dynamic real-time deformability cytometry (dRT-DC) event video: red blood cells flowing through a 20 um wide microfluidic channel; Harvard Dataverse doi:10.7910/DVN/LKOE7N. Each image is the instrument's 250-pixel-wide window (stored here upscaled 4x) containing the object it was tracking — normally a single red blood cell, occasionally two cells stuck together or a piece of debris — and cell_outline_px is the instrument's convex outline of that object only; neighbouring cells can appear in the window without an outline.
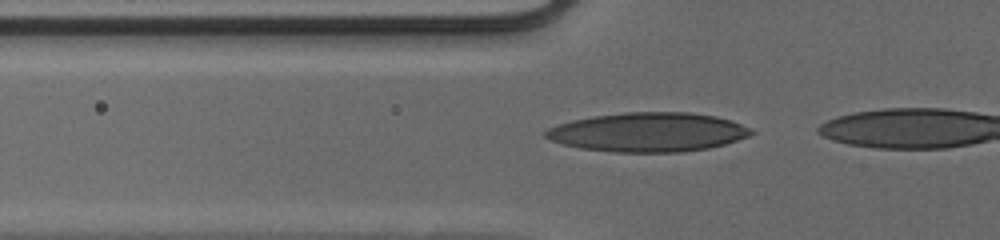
{"species": "human", "species_latin": "Homo sapiens", "temperature_condition": "cold", "stored_images_in_passage": 2, "camera_frame_rate_fps": 3000, "um_per_image_px": 0.085, "donor": {"sex": "male"}, "frame": {"image": 1, "passage_image": 2, "time_ms": 0.333, "image_size_px": [1000, 240], "cell_outline_px": [[756, 132], [748, 136], [724, 144], [708, 148], [684, 152], [616, 152], [580, 148], [564, 144], [552, 140], [544, 136], [544, 132], [548, 128], [556, 124], [572, 120], [592, 116], [624, 112], [692, 112], [716, 116], [740, 124]], "centroid_in_image_um": [55.06, 11.23], "position_along_channel_um": 70.7, "area_um2": 46.82}}